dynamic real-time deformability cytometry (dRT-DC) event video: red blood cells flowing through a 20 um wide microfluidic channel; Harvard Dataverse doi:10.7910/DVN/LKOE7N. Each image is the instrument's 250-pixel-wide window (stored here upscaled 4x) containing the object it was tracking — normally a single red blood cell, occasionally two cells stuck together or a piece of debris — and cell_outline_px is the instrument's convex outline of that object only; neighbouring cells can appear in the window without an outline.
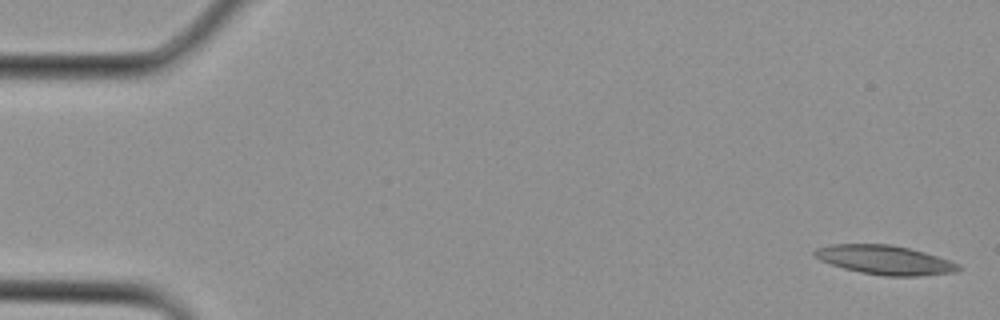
{"species": "Egyptian fruit bat (a non-hibernating species)", "species_latin": "Rousettus aegyptiacus", "temperature_condition": "cold", "stored_images_in_passage": 19, "camera_frame_rate_fps": 3000, "um_per_image_px": 0.085, "animal": {"sex": "female"}, "frame": {"image": 1, "passage_image": 1, "time_ms": 0.0, "image_size_px": [1000, 320], "cell_outline_px": [[960, 268], [956, 272], [920, 276], [884, 276], [860, 272], [844, 268], [820, 260], [812, 252], [816, 248], [832, 244], [888, 244], [908, 248], [924, 252], [960, 264]], "centroid_in_image_um": [75.21, 22.1], "position_along_channel_um": 9.8, "area_um2": 24.22}}
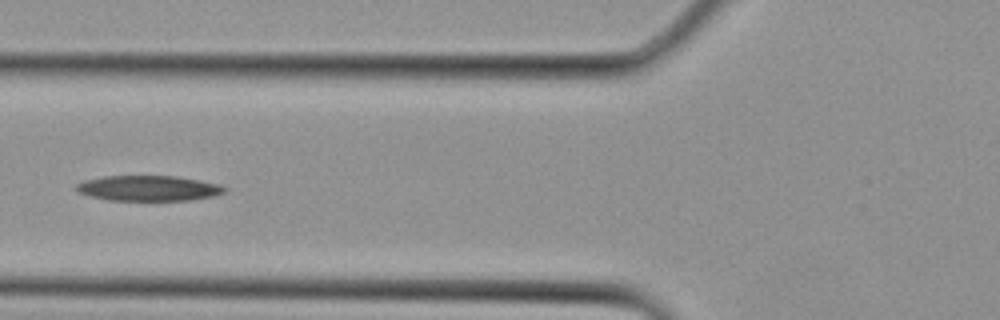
{"frame": {"image": 2, "passage_image": 12, "time_ms": 3.667, "image_size_px": [1000, 320], "cell_outline_px": [[228, 188], [224, 192], [212, 196], [188, 200], [108, 200], [76, 192], [76, 184], [84, 180], [104, 176], [176, 176], [220, 184]], "centroid_in_image_um": [12.61, 15.99], "position_along_channel_um": 113.2, "area_um2": 21.79}}
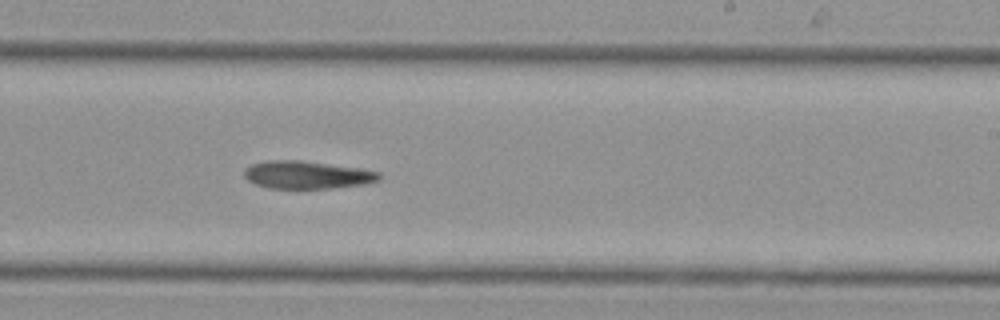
{"frame": {"image": 3, "passage_image": 19, "time_ms": 6.0, "image_size_px": [1000, 320], "cell_outline_px": [[380, 180], [364, 184], [332, 188], [272, 188], [256, 184], [248, 180], [244, 176], [244, 168], [252, 164], [268, 160], [300, 160], [364, 168], [380, 172]], "centroid_in_image_um": [26.13, 14.85], "position_along_channel_um": 262.9, "area_um2": 21.91}}